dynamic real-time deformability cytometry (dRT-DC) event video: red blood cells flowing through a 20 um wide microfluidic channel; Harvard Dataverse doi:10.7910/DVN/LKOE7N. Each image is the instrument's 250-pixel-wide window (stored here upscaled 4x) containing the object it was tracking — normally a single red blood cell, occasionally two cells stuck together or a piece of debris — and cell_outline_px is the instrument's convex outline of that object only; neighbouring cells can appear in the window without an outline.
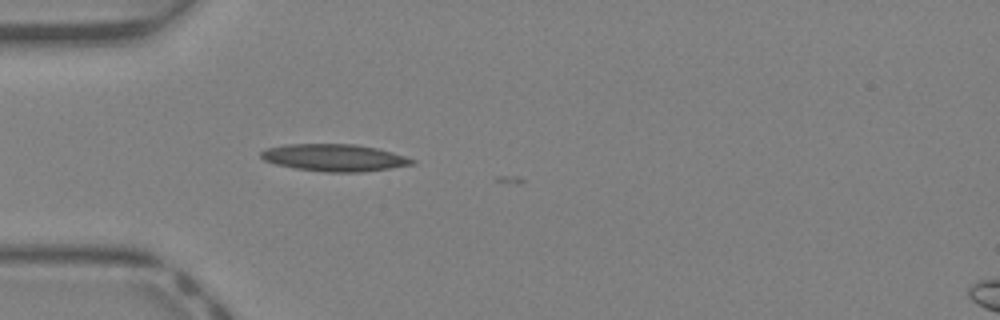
{"species": "Egyptian fruit bat (a non-hibernating species)", "species_latin": "Rousettus aegyptiacus", "temperature_condition": "warm", "stored_images_in_passage": 4, "camera_frame_rate_fps": 3000, "um_per_image_px": 0.085, "animal": {"sex": "female"}, "frame": {"image": 1, "passage_image": 1, "time_ms": 0.0, "image_size_px": [1000, 320], "cell_outline_px": [[416, 164], [360, 172], [324, 172], [296, 168], [276, 164], [264, 160], [260, 156], [260, 152], [268, 148], [284, 144], [356, 144], [376, 148], [392, 152], [416, 160]], "centroid_in_image_um": [28.42, 13.4], "position_along_channel_um": 56.6, "area_um2": 23.76}}